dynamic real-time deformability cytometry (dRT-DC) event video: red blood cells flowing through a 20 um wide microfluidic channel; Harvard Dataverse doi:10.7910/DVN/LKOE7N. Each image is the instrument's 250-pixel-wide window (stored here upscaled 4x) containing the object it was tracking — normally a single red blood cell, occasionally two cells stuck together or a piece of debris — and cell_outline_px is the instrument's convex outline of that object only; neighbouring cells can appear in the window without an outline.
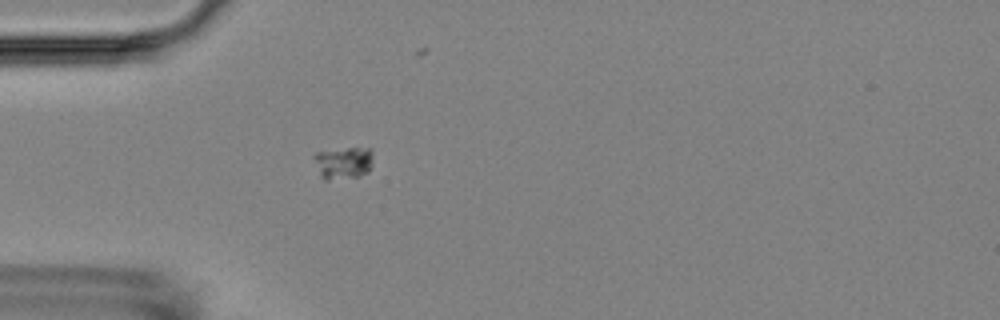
{"species": "Egyptian fruit bat (a non-hibernating species)", "species_latin": "Rousettus aegyptiacus", "temperature_condition": "room temperature", "stored_images_in_passage": 5, "camera_frame_rate_fps": 3000, "um_per_image_px": 0.085, "animal": {"sex": "female"}, "frame": {"image": 1, "passage_image": 5, "time_ms": 5.333, "image_size_px": [1000, 320], "cell_outline_px": [[372, 164], [368, 172], [356, 176], [328, 180], [324, 180], [320, 176], [312, 156], [316, 152], [348, 148], [372, 148]], "centroid_in_image_um": [29.17, 13.83], "position_along_channel_um": 55.8, "area_um2": 11.1}}